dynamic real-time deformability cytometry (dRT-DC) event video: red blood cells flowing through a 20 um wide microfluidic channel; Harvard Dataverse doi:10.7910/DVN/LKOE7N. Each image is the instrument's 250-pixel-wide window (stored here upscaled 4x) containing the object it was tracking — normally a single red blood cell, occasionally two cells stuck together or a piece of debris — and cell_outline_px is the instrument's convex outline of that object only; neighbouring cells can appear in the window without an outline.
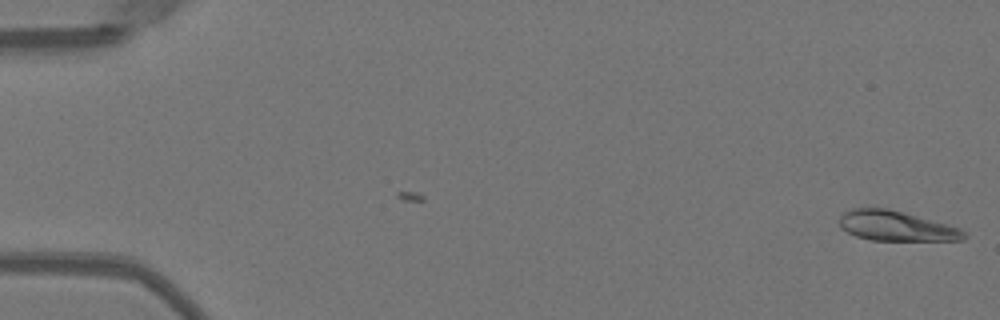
{"species": "Egyptian fruit bat (a non-hibernating species)", "species_latin": "Rousettus aegyptiacus", "temperature_condition": "warm", "stored_images_in_passage": 7, "camera_frame_rate_fps": 3000, "um_per_image_px": 0.085, "animal": {"sex": "female"}, "frame": {"image": 1, "passage_image": 7, "time_ms": 2.0, "image_size_px": [1000, 320], "cell_outline_px": [[968, 236], [964, 240], [872, 240], [856, 236], [840, 228], [836, 220], [844, 212], [852, 208], [888, 208], [960, 228]], "centroid_in_image_um": [76.12, 19.21], "position_along_channel_um": 8.9, "area_um2": 21.68}}